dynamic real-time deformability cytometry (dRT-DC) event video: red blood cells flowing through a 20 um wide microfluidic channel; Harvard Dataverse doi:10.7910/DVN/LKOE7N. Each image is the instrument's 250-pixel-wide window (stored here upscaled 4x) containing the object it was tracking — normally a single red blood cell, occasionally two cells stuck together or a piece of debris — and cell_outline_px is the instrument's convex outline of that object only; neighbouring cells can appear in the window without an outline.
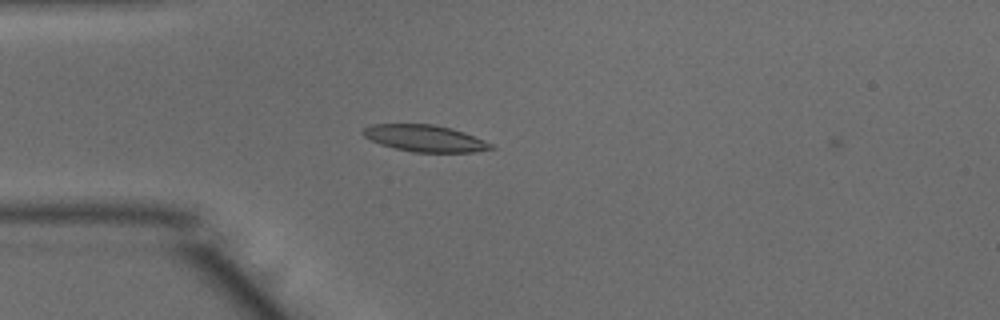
{"species": "common noctule bat (a hibernating species)", "species_latin": "Nyctalus noctula", "temperature_condition": "warm", "stored_images_in_passage": 3, "camera_frame_rate_fps": 3000, "um_per_image_px": 0.085, "animal": {"sex": "male", "body_mass_g": 15.6}, "frame": {"image": 1, "passage_image": 2, "time_ms": 0.333, "image_size_px": [1000, 320], "cell_outline_px": [[496, 148], [476, 152], [412, 152], [380, 144], [364, 136], [360, 132], [364, 128], [372, 124], [432, 124], [452, 128], [464, 132], [484, 140], [492, 144]], "centroid_in_image_um": [36.13, 11.75], "position_along_channel_um": 48.9, "area_um2": 19.88}}